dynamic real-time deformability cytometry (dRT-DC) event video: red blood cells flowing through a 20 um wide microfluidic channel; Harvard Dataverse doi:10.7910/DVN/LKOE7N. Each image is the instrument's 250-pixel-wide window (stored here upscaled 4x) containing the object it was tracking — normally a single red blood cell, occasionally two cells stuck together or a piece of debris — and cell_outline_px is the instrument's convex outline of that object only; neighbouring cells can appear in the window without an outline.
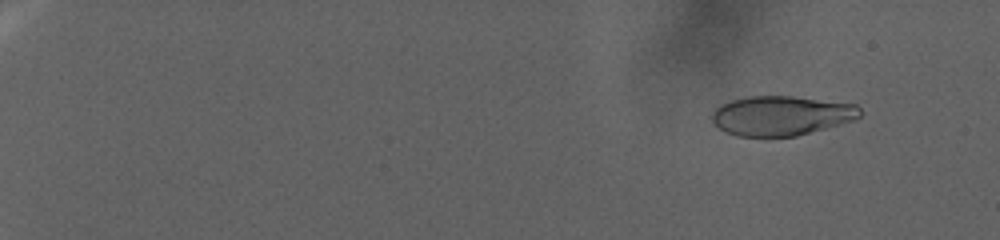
{"species": "human", "species_latin": "Homo sapiens", "temperature_condition": "warm", "stored_images_in_passage": 18, "camera_frame_rate_fps": 3000, "um_per_image_px": 0.085, "donor": {"sex": "female"}, "frame": {"image": 1, "passage_image": 13, "time_ms": 4.0, "image_size_px": [1000, 240], "cell_outline_px": [[864, 112], [856, 120], [796, 136], [768, 140], [736, 136], [724, 132], [712, 120], [712, 112], [720, 104], [732, 100], [748, 96], [792, 96], [856, 104]], "centroid_in_image_um": [66.4, 9.87], "position_along_channel_um": 18.6, "area_um2": 35.14}}